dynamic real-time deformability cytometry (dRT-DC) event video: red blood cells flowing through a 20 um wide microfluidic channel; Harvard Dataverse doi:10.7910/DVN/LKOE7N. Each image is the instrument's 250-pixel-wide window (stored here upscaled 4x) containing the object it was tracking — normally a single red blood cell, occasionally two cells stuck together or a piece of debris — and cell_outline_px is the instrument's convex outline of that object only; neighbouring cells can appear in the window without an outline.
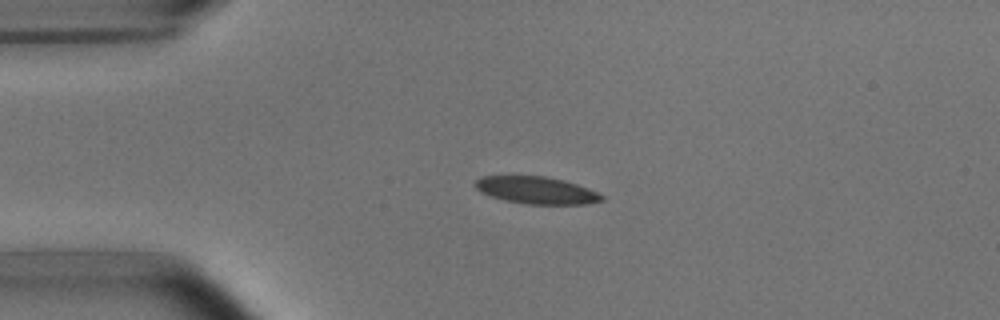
{"species": "common noctule bat (a hibernating species)", "species_latin": "Nyctalus noctula", "temperature_condition": "room temperature", "stored_images_in_passage": 3, "camera_frame_rate_fps": 3000, "um_per_image_px": 0.085, "animal": {"sex": "male", "body_mass_g": 15.6}, "frame": {"image": 1, "passage_image": 3, "time_ms": 2.333, "image_size_px": [1000, 320], "cell_outline_px": [[604, 200], [588, 204], [524, 204], [504, 200], [480, 192], [472, 184], [480, 176], [544, 176], [564, 180], [576, 184], [596, 192], [604, 196]], "centroid_in_image_um": [45.56, 16.17], "position_along_channel_um": 39.4, "area_um2": 20.06}}